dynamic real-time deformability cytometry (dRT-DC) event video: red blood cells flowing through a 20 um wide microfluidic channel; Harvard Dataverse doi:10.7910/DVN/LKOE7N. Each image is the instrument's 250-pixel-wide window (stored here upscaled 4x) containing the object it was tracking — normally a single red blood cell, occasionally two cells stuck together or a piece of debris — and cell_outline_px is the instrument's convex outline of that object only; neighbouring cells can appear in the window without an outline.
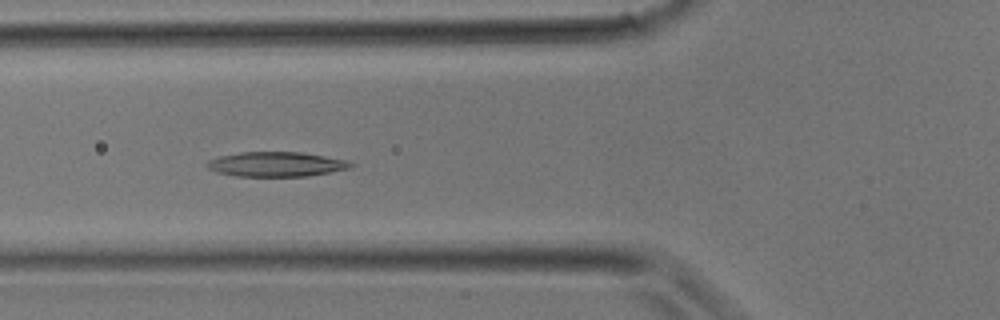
{"species": "common noctule bat (a hibernating species)", "species_latin": "Nyctalus noctula", "temperature_condition": "room temperature", "stored_images_in_passage": 30, "camera_frame_rate_fps": 3000, "um_per_image_px": 0.085, "animal": {"sex": "male", "body_mass_g": 17.9}, "frame": {"image": 1, "passage_image": 10, "time_ms": 3.0, "image_size_px": [1000, 320], "cell_outline_px": [[356, 164], [352, 168], [308, 176], [236, 176], [216, 172], [208, 168], [204, 164], [208, 160], [220, 156], [240, 152], [300, 152], [324, 156], [344, 160]], "centroid_in_image_um": [23.46, 13.96], "position_along_channel_um": 102.3, "area_um2": 20.69}}
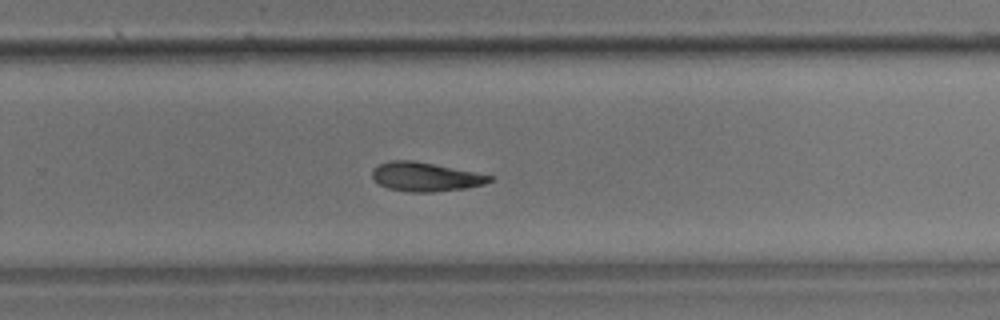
{"frame": {"image": 2, "passage_image": 19, "time_ms": 6.0, "image_size_px": [1000, 320], "cell_outline_px": [[492, 180], [484, 184], [464, 188], [432, 192], [408, 192], [388, 188], [372, 180], [372, 168], [388, 160], [412, 160], [476, 172], [492, 176]], "centroid_in_image_um": [36.11, 15.02], "position_along_channel_um": 293.7, "area_um2": 19.77}}
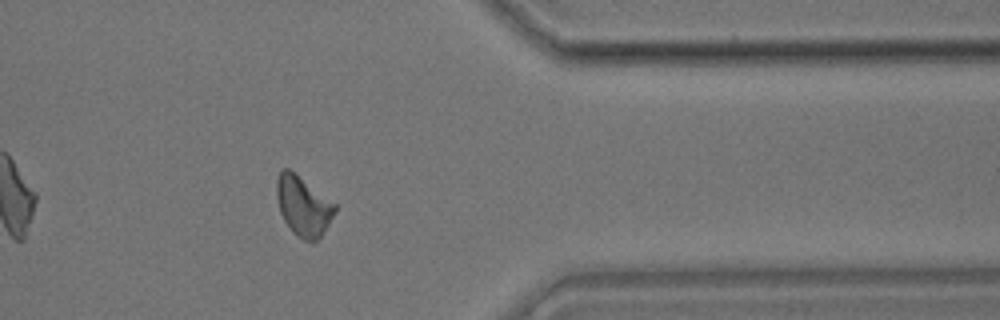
{"frame": {"image": 3, "passage_image": 24, "time_ms": 7.667, "image_size_px": [1000, 320], "cell_outline_px": [[336, 212], [320, 236], [312, 244], [296, 236], [292, 232], [284, 220], [280, 212], [276, 196], [276, 176], [280, 168], [288, 168], [336, 204]], "centroid_in_image_um": [25.74, 17.51], "position_along_channel_um": 385.7, "area_um2": 20.29}}